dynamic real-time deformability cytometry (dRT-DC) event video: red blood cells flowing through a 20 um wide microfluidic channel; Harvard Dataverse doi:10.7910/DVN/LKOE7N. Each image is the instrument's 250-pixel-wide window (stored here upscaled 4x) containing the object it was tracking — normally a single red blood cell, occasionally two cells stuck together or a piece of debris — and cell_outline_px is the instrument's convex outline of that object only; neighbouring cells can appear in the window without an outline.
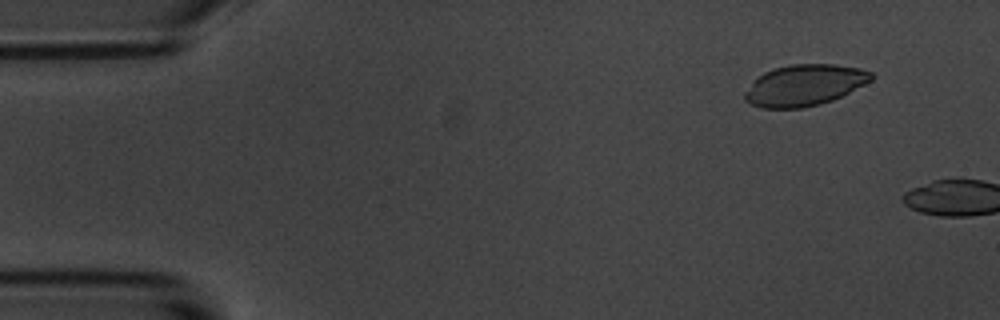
{"species": "common noctule bat (a hibernating species)", "species_latin": "Nyctalus noctula", "temperature_condition": "room temperature", "stored_images_in_passage": 3, "camera_frame_rate_fps": 3000, "um_per_image_px": 0.085, "animal": {"sex": "male", "body_mass_g": 20.1, "forearm_length_mm": 53.5}, "frame": {"image": 1, "passage_image": 2, "time_ms": 1.0, "image_size_px": [1000, 320], "cell_outline_px": [[876, 76], [872, 80], [832, 100], [820, 104], [804, 108], [764, 108], [748, 104], [744, 100], [744, 92], [752, 80], [764, 72], [772, 68], [792, 64], [836, 64], [860, 68], [872, 72]], "centroid_in_image_um": [68.34, 7.23], "position_along_channel_um": 16.7, "area_um2": 30.63}}